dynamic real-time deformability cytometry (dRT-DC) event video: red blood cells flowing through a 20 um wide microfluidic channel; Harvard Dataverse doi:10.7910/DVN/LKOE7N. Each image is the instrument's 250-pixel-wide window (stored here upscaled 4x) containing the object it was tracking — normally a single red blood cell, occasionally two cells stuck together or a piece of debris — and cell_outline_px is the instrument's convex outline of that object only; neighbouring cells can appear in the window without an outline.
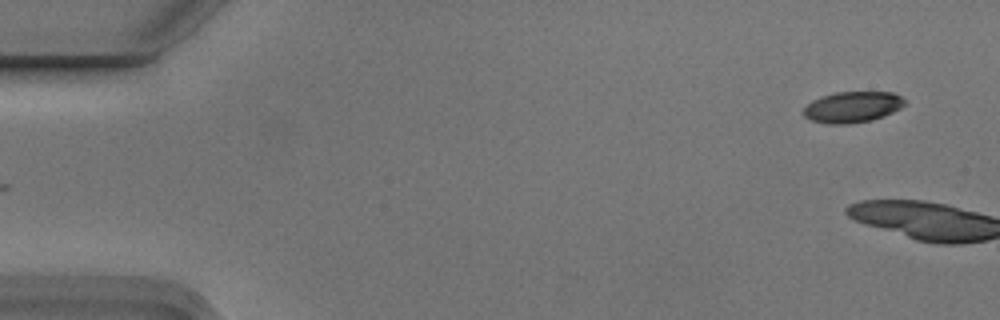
{"species": "Egyptian fruit bat (a non-hibernating species)", "species_latin": "Rousettus aegyptiacus", "temperature_condition": "cold", "stored_images_in_passage": 3, "camera_frame_rate_fps": 3000, "um_per_image_px": 0.085, "animal": {"sex": "male"}, "frame": {"image": 1, "passage_image": 3, "time_ms": 0.667, "image_size_px": [1000, 320], "cell_outline_px": [[904, 104], [900, 108], [892, 112], [872, 120], [848, 124], [828, 124], [812, 120], [804, 116], [804, 108], [812, 100], [820, 96], [836, 92], [892, 92], [900, 96], [904, 100]], "centroid_in_image_um": [72.43, 9.09], "position_along_channel_um": 12.6, "area_um2": 18.15}}